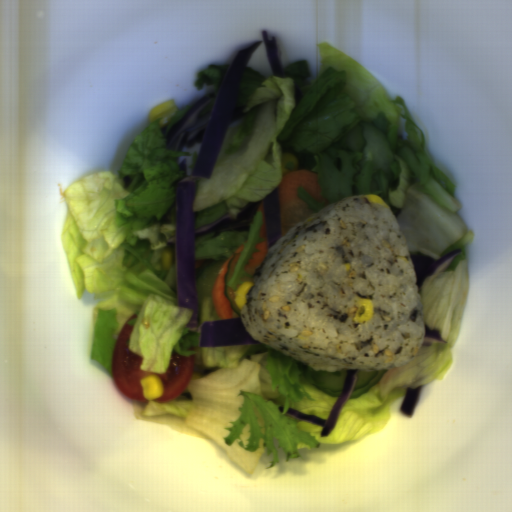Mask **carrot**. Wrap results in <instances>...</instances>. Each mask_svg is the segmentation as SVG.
I'll return each mask as SVG.
<instances>
[{
	"label": "carrot",
	"instance_id": "b8716197",
	"mask_svg": "<svg viewBox=\"0 0 512 512\" xmlns=\"http://www.w3.org/2000/svg\"><path fill=\"white\" fill-rule=\"evenodd\" d=\"M306 187L318 204L329 206L317 176L311 170L289 171L283 175L278 189L282 237L288 230L312 215L297 197L298 189Z\"/></svg>",
	"mask_w": 512,
	"mask_h": 512
},
{
	"label": "carrot",
	"instance_id": "cead05ca",
	"mask_svg": "<svg viewBox=\"0 0 512 512\" xmlns=\"http://www.w3.org/2000/svg\"><path fill=\"white\" fill-rule=\"evenodd\" d=\"M243 245H240L234 253L227 257L219 271L215 276V280L213 283L211 301L213 305L214 312L220 319L224 320H232L237 319L241 316L235 312V310L230 306V300L226 297L225 294V285L224 278L226 274L229 272L228 263L235 255V253H241Z\"/></svg>",
	"mask_w": 512,
	"mask_h": 512
},
{
	"label": "carrot",
	"instance_id": "1c9b5961",
	"mask_svg": "<svg viewBox=\"0 0 512 512\" xmlns=\"http://www.w3.org/2000/svg\"><path fill=\"white\" fill-rule=\"evenodd\" d=\"M257 208L258 211L263 214L262 226L259 233L260 238H262V242L256 245V248H259V251L252 254V260H249L244 267L246 273L252 276L268 253L264 199L258 203Z\"/></svg>",
	"mask_w": 512,
	"mask_h": 512
}]
</instances>
